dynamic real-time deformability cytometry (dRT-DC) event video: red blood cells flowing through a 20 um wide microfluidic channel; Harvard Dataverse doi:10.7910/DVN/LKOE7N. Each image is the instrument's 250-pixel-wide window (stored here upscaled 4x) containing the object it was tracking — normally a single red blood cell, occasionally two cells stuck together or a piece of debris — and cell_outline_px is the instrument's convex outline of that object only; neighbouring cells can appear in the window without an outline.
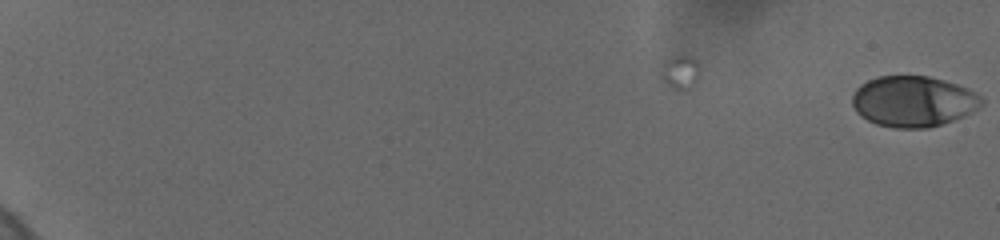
{"species": "human", "species_latin": "Homo sapiens", "temperature_condition": "cold", "stored_images_in_passage": 10, "camera_frame_rate_fps": 3000, "um_per_image_px": 0.085, "donor": {"sex": "female"}, "frame": {"image": 1, "passage_image": 10, "time_ms": 2.333, "image_size_px": [1000, 240], "cell_outline_px": [[984, 100], [976, 108], [964, 116], [928, 128], [896, 128], [876, 124], [868, 120], [852, 104], [852, 96], [856, 88], [860, 84], [876, 76], [928, 76], [956, 84], [968, 88], [980, 96]], "centroid_in_image_um": [77.61, 8.6], "position_along_channel_um": 7.4, "area_um2": 37.86}}